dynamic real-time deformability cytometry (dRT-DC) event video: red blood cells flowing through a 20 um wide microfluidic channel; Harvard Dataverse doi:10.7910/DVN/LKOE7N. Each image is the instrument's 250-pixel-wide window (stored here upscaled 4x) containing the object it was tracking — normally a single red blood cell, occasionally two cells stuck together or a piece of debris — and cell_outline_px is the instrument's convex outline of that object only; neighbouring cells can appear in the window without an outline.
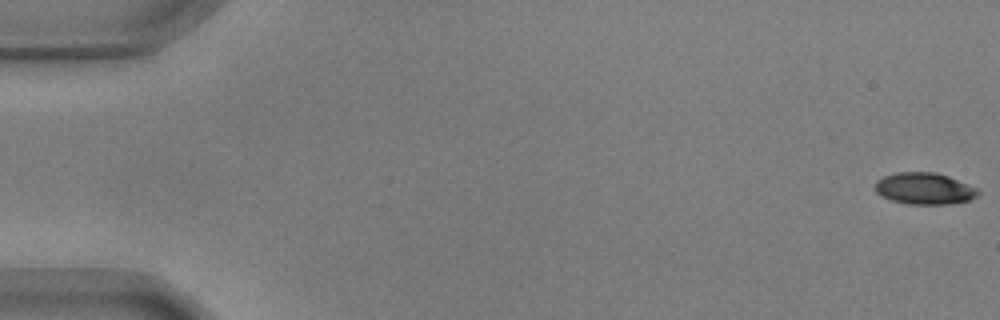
{"species": "common noctule bat (a hibernating species)", "species_latin": "Nyctalus noctula", "temperature_condition": "warm", "stored_images_in_passage": 9, "camera_frame_rate_fps": 3000, "um_per_image_px": 0.085, "animal": {"sex": "male", "body_mass_g": 17.9, "forearm_length_mm": 54.2}, "frame": {"image": 1, "passage_image": 1, "time_ms": 0.0, "image_size_px": [1000, 320], "cell_outline_px": [[980, 192], [976, 196], [968, 200], [948, 204], [908, 204], [892, 200], [880, 196], [876, 192], [876, 180], [884, 176], [896, 172], [936, 172], [948, 176], [976, 188]], "centroid_in_image_um": [78.54, 16.02], "position_along_channel_um": 6.5, "area_um2": 18.84}}